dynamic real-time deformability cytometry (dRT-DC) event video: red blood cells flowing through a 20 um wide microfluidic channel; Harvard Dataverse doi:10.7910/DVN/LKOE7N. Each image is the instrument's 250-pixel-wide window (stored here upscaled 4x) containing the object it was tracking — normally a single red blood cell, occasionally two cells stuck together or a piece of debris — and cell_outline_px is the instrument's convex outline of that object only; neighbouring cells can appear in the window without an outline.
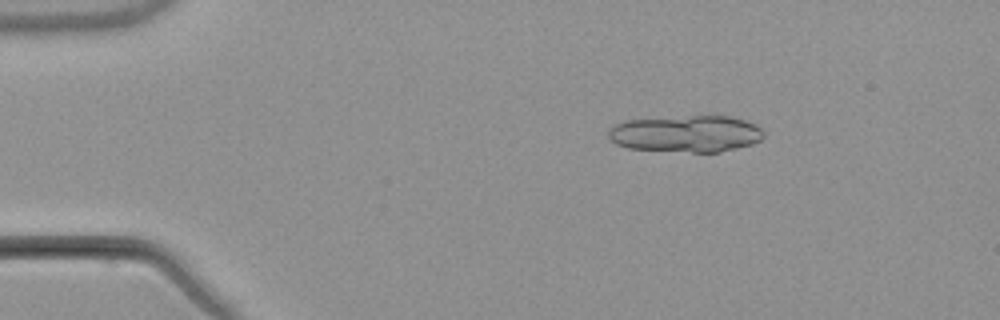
{"species": "common noctule bat (a hibernating species)", "species_latin": "Nyctalus noctula", "temperature_condition": "warm", "stored_images_in_passage": 3, "camera_frame_rate_fps": 3000, "um_per_image_px": 0.085, "animal": {"sex": "male", "body_mass_g": 21.5, "forearm_length_mm": 52.0}, "frame": {"image": 1, "passage_image": 1, "time_ms": 0.0, "image_size_px": [1000, 320], "cell_outline_px": [[764, 136], [760, 140], [752, 144], [720, 152], [692, 152], [628, 148], [616, 144], [608, 136], [608, 128], [624, 120], [688, 116], [732, 116], [756, 124], [764, 132]], "centroid_in_image_um": [58.32, 11.36], "position_along_channel_um": 26.7, "area_um2": 33.29}}